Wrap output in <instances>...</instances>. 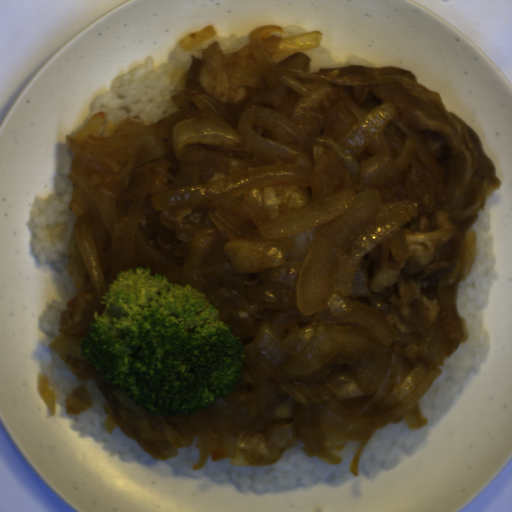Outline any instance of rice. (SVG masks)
Segmentation results:
<instances>
[{
    "label": "rice",
    "mask_w": 512,
    "mask_h": 512,
    "mask_svg": "<svg viewBox=\"0 0 512 512\" xmlns=\"http://www.w3.org/2000/svg\"><path fill=\"white\" fill-rule=\"evenodd\" d=\"M358 442L346 443L339 454L341 461L330 464L307 456L301 444H293L282 451L272 465L234 466L228 458L207 460L199 469V459L191 444L174 456L166 458L178 475L205 478L218 483H229L243 493H268L309 487L317 484L339 486L353 477L350 468L358 450Z\"/></svg>",
    "instance_id": "obj_3"
},
{
    "label": "rice",
    "mask_w": 512,
    "mask_h": 512,
    "mask_svg": "<svg viewBox=\"0 0 512 512\" xmlns=\"http://www.w3.org/2000/svg\"><path fill=\"white\" fill-rule=\"evenodd\" d=\"M50 389L56 397L55 412L58 416L69 418V425L79 438L90 437L106 449L108 455H114L122 462L150 463L157 461L133 440L124 435L107 416L104 400L100 392L87 381L80 380L68 363L55 354L49 347L47 363L41 365ZM82 387L89 392L93 405L76 416L66 415L65 401L72 390Z\"/></svg>",
    "instance_id": "obj_5"
},
{
    "label": "rice",
    "mask_w": 512,
    "mask_h": 512,
    "mask_svg": "<svg viewBox=\"0 0 512 512\" xmlns=\"http://www.w3.org/2000/svg\"><path fill=\"white\" fill-rule=\"evenodd\" d=\"M304 54L309 60V69L318 73L320 69H336L345 66H375L364 57L356 55H351L345 62H338L332 57V51L322 42L318 47Z\"/></svg>",
    "instance_id": "obj_6"
},
{
    "label": "rice",
    "mask_w": 512,
    "mask_h": 512,
    "mask_svg": "<svg viewBox=\"0 0 512 512\" xmlns=\"http://www.w3.org/2000/svg\"><path fill=\"white\" fill-rule=\"evenodd\" d=\"M217 34L187 50L180 45L172 49L164 63L157 65L155 56L108 83V92L95 98L86 115V123L96 113H105L101 137L112 136L119 123L127 117L152 125L176 111L174 96L180 95L179 83L193 64L192 56H203L207 45L217 42L222 55L237 53L249 44L248 37L237 33Z\"/></svg>",
    "instance_id": "obj_2"
},
{
    "label": "rice",
    "mask_w": 512,
    "mask_h": 512,
    "mask_svg": "<svg viewBox=\"0 0 512 512\" xmlns=\"http://www.w3.org/2000/svg\"><path fill=\"white\" fill-rule=\"evenodd\" d=\"M475 232L472 266L455 291V304L465 321L468 336L449 356L421 399V416L426 424L411 429L396 422L372 433L358 460V473L378 477L422 449L436 422L457 399L465 380L479 374L490 352V338L483 325V307L497 281L491 220L487 201L473 227Z\"/></svg>",
    "instance_id": "obj_1"
},
{
    "label": "rice",
    "mask_w": 512,
    "mask_h": 512,
    "mask_svg": "<svg viewBox=\"0 0 512 512\" xmlns=\"http://www.w3.org/2000/svg\"><path fill=\"white\" fill-rule=\"evenodd\" d=\"M281 28L285 31L286 34H288L290 36H295V35L311 32L310 30H308L301 24H294V25L284 26Z\"/></svg>",
    "instance_id": "obj_7"
},
{
    "label": "rice",
    "mask_w": 512,
    "mask_h": 512,
    "mask_svg": "<svg viewBox=\"0 0 512 512\" xmlns=\"http://www.w3.org/2000/svg\"><path fill=\"white\" fill-rule=\"evenodd\" d=\"M73 157L67 148L58 163L54 178L58 191L36 195L28 219L31 229V249L35 260L53 264L61 275V287L65 293L61 297L50 298L37 319L39 332L51 341L60 333L61 314L66 311V303L80 292L69 272L67 243L73 221L69 209L74 186L67 177L72 169Z\"/></svg>",
    "instance_id": "obj_4"
}]
</instances>
